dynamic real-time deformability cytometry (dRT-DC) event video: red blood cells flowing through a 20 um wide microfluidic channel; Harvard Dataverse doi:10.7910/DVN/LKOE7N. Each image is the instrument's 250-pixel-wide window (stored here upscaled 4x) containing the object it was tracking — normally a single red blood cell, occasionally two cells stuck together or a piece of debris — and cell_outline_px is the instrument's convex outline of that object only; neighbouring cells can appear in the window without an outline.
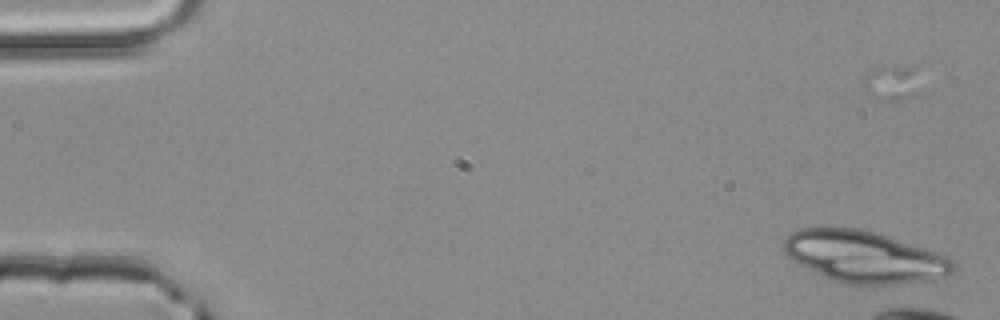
{"species": "common noctule bat (a hibernating species)", "species_latin": "Nyctalus noctula", "temperature_condition": "room temperature", "stored_images_in_passage": 11, "camera_frame_rate_fps": 3000, "um_per_image_px": 0.085, "animal": {"sex": "male", "body_mass_g": 20.4}, "frame": {"image": 1, "passage_image": 6, "time_ms": 1.667, "image_size_px": [1000, 320], "cell_outline_px": [[956, 268], [952, 272], [944, 276], [928, 280], [900, 284], [844, 284], [832, 280], [800, 264], [788, 256], [784, 252], [784, 240], [792, 232], [800, 228], [860, 228], [876, 232], [888, 236], [944, 256], [952, 260], [956, 264]], "centroid_in_image_um": [73.45, 21.83], "position_along_channel_um": 11.6, "area_um2": 50.29}}